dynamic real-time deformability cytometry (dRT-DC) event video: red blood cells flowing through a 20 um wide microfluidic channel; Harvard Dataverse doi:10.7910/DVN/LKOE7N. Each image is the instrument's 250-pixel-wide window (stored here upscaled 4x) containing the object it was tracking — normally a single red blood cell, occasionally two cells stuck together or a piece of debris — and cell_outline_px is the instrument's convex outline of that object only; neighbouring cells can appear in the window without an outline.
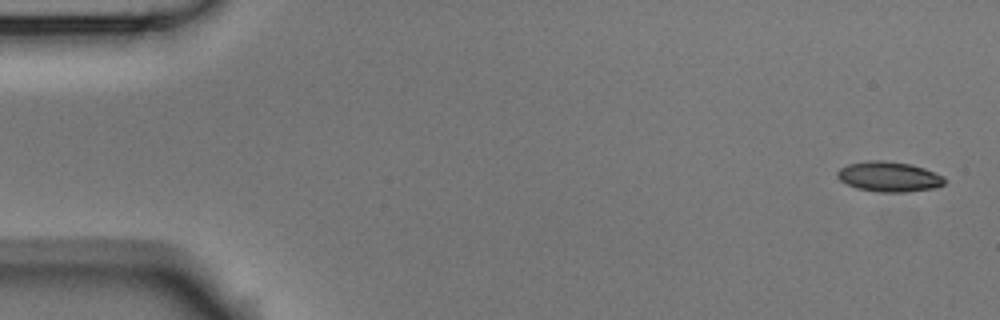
{"species": "Egyptian fruit bat (a non-hibernating species)", "species_latin": "Rousettus aegyptiacus", "temperature_condition": "room temperature", "stored_images_in_passage": 5, "camera_frame_rate_fps": 3000, "um_per_image_px": 0.085, "animal": {"sex": "male"}, "frame": {"image": 1, "passage_image": 1, "time_ms": 0.0, "image_size_px": [1000, 320], "cell_outline_px": [[944, 184], [936, 188], [908, 192], [876, 192], [856, 188], [840, 180], [836, 176], [836, 172], [840, 168], [848, 164], [868, 160], [880, 160], [912, 164], [924, 168], [944, 176]], "centroid_in_image_um": [75.56, 15.02], "position_along_channel_um": 9.4, "area_um2": 18.96}}
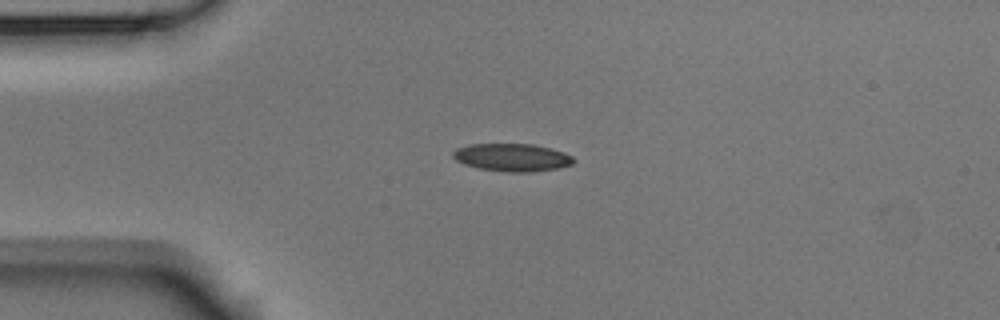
{"frame": {"image": 2, "passage_image": 4, "time_ms": 1.0, "image_size_px": [1000, 320], "cell_outline_px": [[576, 160], [572, 164], [560, 168], [528, 172], [508, 172], [480, 168], [464, 164], [456, 160], [452, 156], [452, 152], [456, 148], [468, 144], [532, 144], [552, 148], [564, 152], [572, 156]], "centroid_in_image_um": [43.54, 13.37], "position_along_channel_um": 41.5, "area_um2": 19.59}}